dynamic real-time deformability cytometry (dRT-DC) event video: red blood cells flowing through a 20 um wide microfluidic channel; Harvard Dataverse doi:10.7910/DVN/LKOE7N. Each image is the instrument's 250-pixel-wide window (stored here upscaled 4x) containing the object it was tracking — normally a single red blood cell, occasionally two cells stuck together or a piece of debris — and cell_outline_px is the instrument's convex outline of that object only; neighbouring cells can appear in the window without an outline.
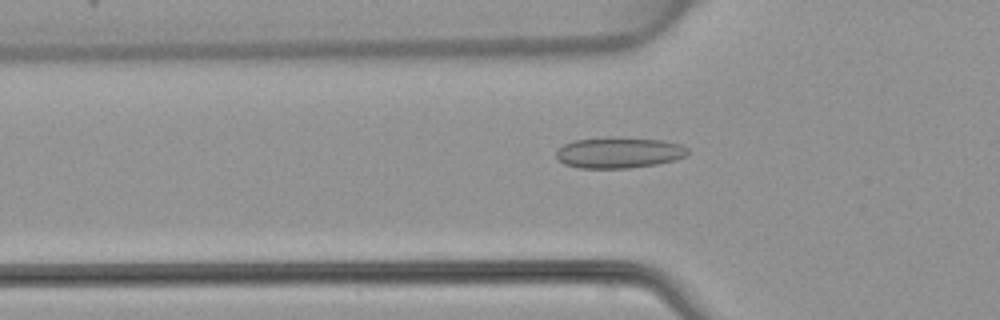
{"species": "common noctule bat (a hibernating species)", "species_latin": "Nyctalus noctula", "temperature_condition": "warm", "stored_images_in_passage": 48, "camera_frame_rate_fps": 3000, "um_per_image_px": 0.085, "animal": {"sex": "female", "body_mass_g": 22.7, "forearm_length_mm": 54.2}, "frame": {"image": 1, "passage_image": 16, "time_ms": 5.0, "image_size_px": [1000, 320], "cell_outline_px": [[688, 152], [684, 156], [676, 160], [656, 164], [628, 168], [580, 168], [564, 164], [556, 156], [556, 152], [564, 144], [572, 140], [608, 136], [664, 140], [680, 144], [688, 148]], "centroid_in_image_um": [52.6, 12.96], "position_along_channel_um": 73.2, "area_um2": 23.93}}
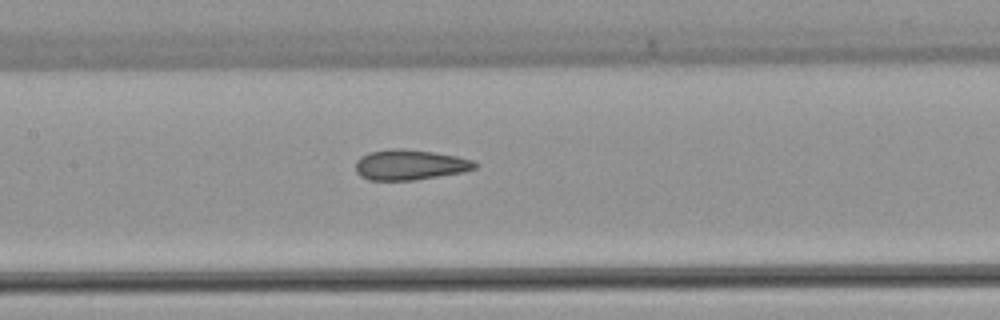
{"frame": {"image": 2, "passage_image": 23, "time_ms": 7.333, "image_size_px": [1000, 320], "cell_outline_px": [[476, 168], [464, 172], [416, 180], [368, 180], [360, 176], [356, 172], [356, 160], [360, 156], [368, 152], [392, 148], [400, 148], [432, 152], [456, 156], [472, 160], [476, 164]], "centroid_in_image_um": [34.8, 14.01], "position_along_channel_um": 172.6, "area_um2": 21.15}}
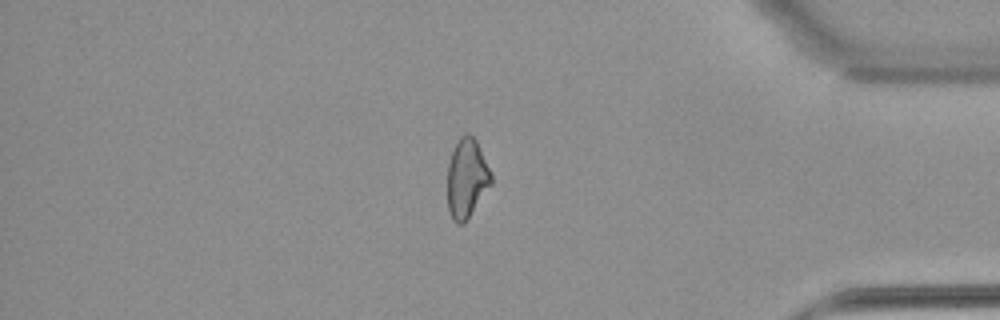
{"frame": {"image": 3, "passage_image": 41, "time_ms": 13.333, "image_size_px": [1000, 320], "cell_outline_px": [[492, 184], [464, 224], [456, 224], [452, 220], [448, 208], [448, 164], [452, 152], [460, 136], [468, 132], [476, 140], [492, 176]], "centroid_in_image_um": [39.67, 15.19], "position_along_channel_um": 395.5, "area_um2": 20.06}}